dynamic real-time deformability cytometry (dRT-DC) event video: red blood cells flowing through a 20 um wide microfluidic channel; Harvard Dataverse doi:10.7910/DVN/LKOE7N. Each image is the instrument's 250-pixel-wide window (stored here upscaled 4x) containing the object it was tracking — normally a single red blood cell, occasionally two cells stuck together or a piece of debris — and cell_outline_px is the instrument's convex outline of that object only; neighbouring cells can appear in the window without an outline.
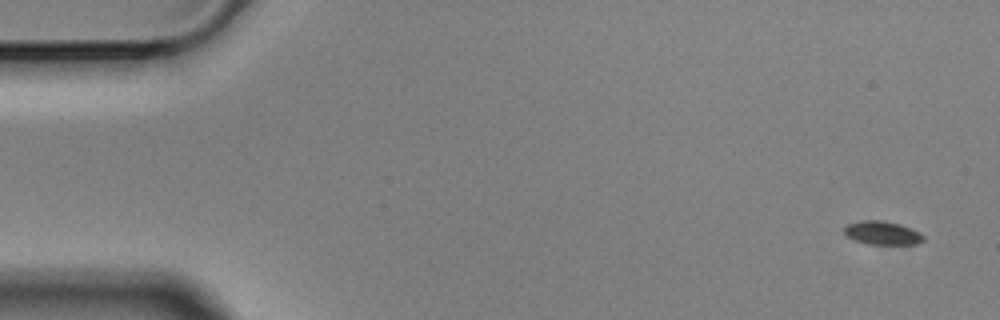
{"species": "Egyptian fruit bat (a non-hibernating species)", "species_latin": "Rousettus aegyptiacus", "temperature_condition": "cold", "stored_images_in_passage": 6, "segment_of_instrument_passage": [1, 2], "camera_frame_rate_fps": 3000, "um_per_image_px": 0.085, "animal": {"sex": "male"}, "frame": {"image": 1, "passage_image": 1, "time_ms": 0.0, "image_size_px": [1000, 320], "cell_outline_px": [[924, 240], [916, 244], [868, 244], [856, 240], [848, 236], [844, 232], [844, 228], [848, 224], [860, 220], [884, 220], [900, 224], [920, 232], [924, 236]], "centroid_in_image_um": [75.02, 19.79], "position_along_channel_um": 10.0, "area_um2": 10.81}}
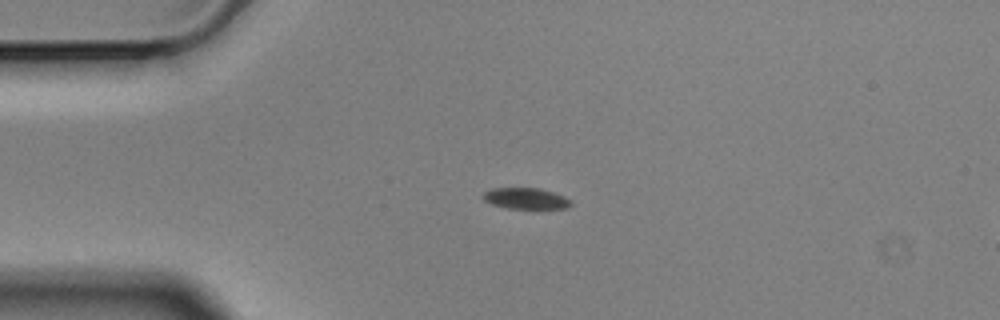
{"frame": {"image": 2, "passage_image": 4, "time_ms": 1.0, "image_size_px": [1000, 320], "cell_outline_px": [[572, 204], [564, 208], [508, 208], [492, 204], [484, 200], [484, 192], [492, 188], [540, 188], [556, 192], [572, 200]], "centroid_in_image_um": [44.73, 16.85], "position_along_channel_um": 40.3, "area_um2": 10.75}}